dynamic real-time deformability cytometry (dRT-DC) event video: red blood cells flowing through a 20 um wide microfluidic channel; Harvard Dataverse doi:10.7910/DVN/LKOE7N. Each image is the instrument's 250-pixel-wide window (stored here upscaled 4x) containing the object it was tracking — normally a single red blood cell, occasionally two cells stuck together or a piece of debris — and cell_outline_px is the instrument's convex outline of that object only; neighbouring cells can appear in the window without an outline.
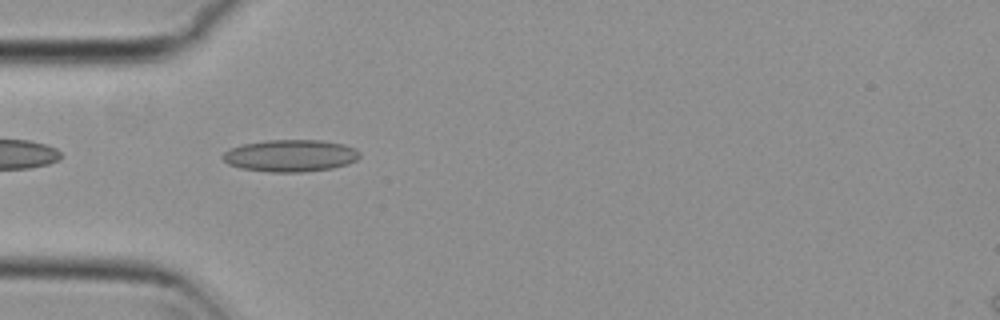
{"species": "common noctule bat (a hibernating species)", "species_latin": "Nyctalus noctula", "temperature_condition": "cold", "stored_images_in_passage": 39, "camera_frame_rate_fps": 3000, "um_per_image_px": 0.085, "animal": {"sex": "female", "body_mass_g": 29.2, "forearm_length_mm": 56.3}, "frame": {"image": 1, "passage_image": 2, "time_ms": 0.333, "image_size_px": [1000, 320], "cell_outline_px": [[360, 156], [356, 160], [348, 164], [332, 168], [300, 172], [268, 172], [240, 168], [228, 164], [220, 156], [228, 148], [244, 144], [268, 140], [320, 140], [344, 144], [356, 148], [360, 152]], "centroid_in_image_um": [24.68, 13.23], "position_along_channel_um": 60.3, "area_um2": 25.72}}
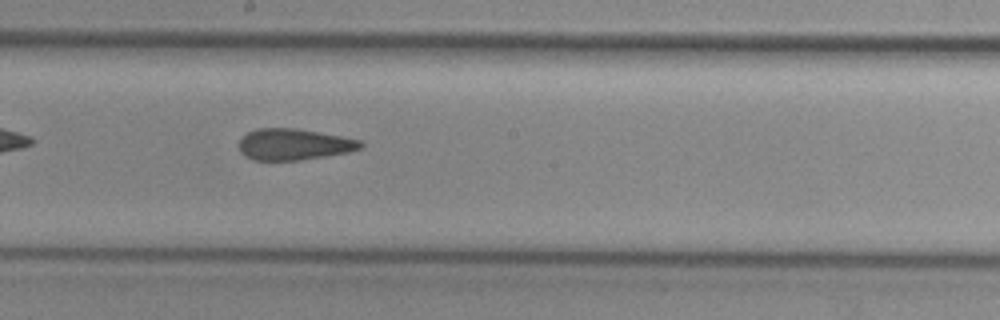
{"frame": {"image": 2, "passage_image": 15, "time_ms": 4.667, "image_size_px": [1000, 320], "cell_outline_px": [[364, 144], [360, 148], [348, 152], [324, 156], [296, 160], [256, 160], [244, 156], [240, 152], [240, 140], [248, 132], [256, 128], [296, 128], [340, 136], [360, 140]], "centroid_in_image_um": [24.96, 12.26], "position_along_channel_um": 223.2, "area_um2": 21.91}}
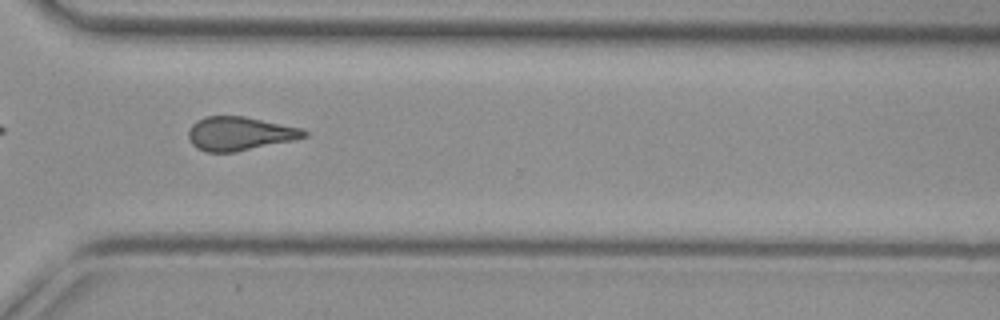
{"frame": {"image": 3, "passage_image": 25, "time_ms": 8.0, "image_size_px": [1000, 320], "cell_outline_px": [[308, 136], [296, 140], [236, 152], [208, 152], [196, 148], [192, 144], [188, 136], [188, 132], [192, 124], [196, 120], [204, 116], [244, 116], [300, 128], [308, 132]], "centroid_in_image_um": [20.37, 11.36], "position_along_channel_um": 350.2, "area_um2": 22.83}, "authors_computed_cell_mechanics": {"area_um2": 22.4842, "velocity_mm_per_s": 3.8131, "shape_relaxation_time_tau1_ms": null, "shape_relaxation_time_tau2_ms": 2.2734, "deformation_change_tau1": null, "deformation_change_tau2": 0.1031}}